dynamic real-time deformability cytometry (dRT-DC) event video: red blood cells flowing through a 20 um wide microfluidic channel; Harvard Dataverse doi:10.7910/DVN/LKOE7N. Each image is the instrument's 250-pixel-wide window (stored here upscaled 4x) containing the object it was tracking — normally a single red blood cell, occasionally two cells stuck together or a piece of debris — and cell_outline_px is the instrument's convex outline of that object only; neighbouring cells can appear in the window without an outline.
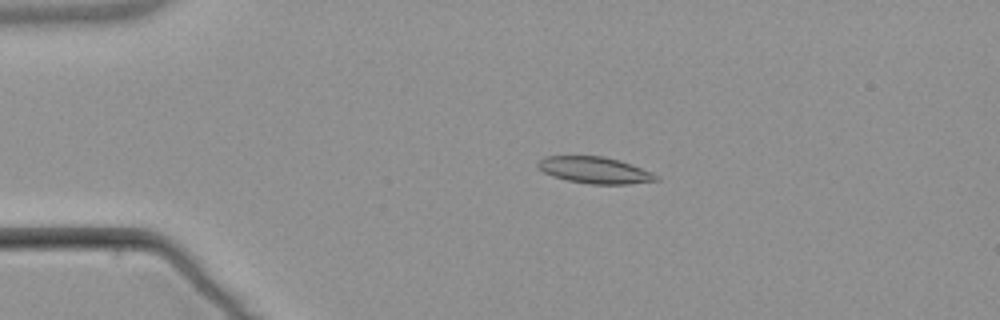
{"species": "common noctule bat (a hibernating species)", "species_latin": "Nyctalus noctula", "temperature_condition": "warm", "stored_images_in_passage": 6, "camera_frame_rate_fps": 3000, "um_per_image_px": 0.085, "animal": {"sex": "male", "body_mass_g": 21.5, "forearm_length_mm": 52.0}, "frame": {"image": 1, "passage_image": 4, "time_ms": 3.667, "image_size_px": [1000, 320], "cell_outline_px": [[660, 180], [628, 184], [588, 184], [568, 180], [552, 176], [536, 168], [536, 164], [544, 156], [604, 156], [620, 160], [632, 164], [652, 172], [660, 176]], "centroid_in_image_um": [50.57, 14.46], "position_along_channel_um": 34.4, "area_um2": 18.5}}
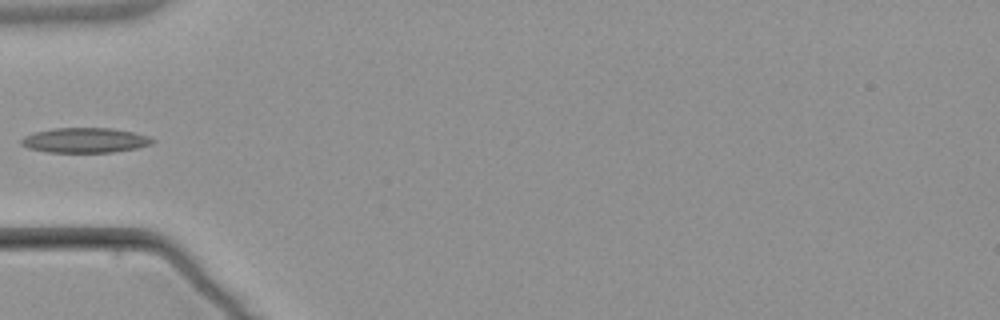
{"frame": {"image": 2, "passage_image": 6, "time_ms": 6.0, "image_size_px": [1000, 320], "cell_outline_px": [[156, 140], [152, 144], [136, 148], [112, 152], [48, 152], [28, 148], [20, 144], [20, 140], [24, 136], [32, 132], [52, 128], [112, 128], [132, 132], [148, 136]], "centroid_in_image_um": [7.19, 11.92], "position_along_channel_um": 77.8, "area_um2": 19.13}}